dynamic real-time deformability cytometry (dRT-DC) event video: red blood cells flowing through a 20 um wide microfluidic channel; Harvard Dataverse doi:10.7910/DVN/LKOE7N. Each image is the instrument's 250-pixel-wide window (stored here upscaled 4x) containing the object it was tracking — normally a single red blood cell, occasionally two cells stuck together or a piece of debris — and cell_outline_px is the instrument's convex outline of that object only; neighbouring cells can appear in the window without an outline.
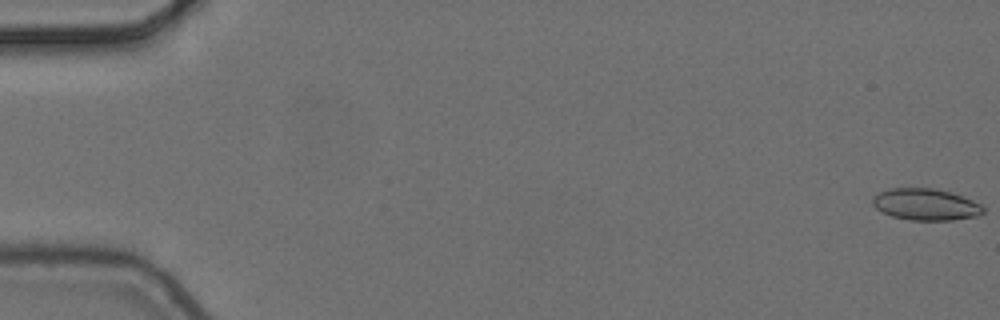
{"species": "common noctule bat (a hibernating species)", "species_latin": "Nyctalus noctula", "temperature_condition": "cold", "stored_images_in_passage": 6, "camera_frame_rate_fps": 3000, "um_per_image_px": 0.085, "animal": {"sex": "female", "body_mass_g": 24.6, "forearm_length_mm": 56.2}, "frame": {"image": 1, "passage_image": 1, "time_ms": 0.0, "image_size_px": [1000, 320], "cell_outline_px": [[984, 212], [980, 216], [952, 220], [908, 220], [892, 216], [876, 208], [872, 204], [872, 196], [880, 192], [892, 188], [932, 188], [948, 192], [972, 200], [980, 204], [984, 208]], "centroid_in_image_um": [78.68, 17.39], "position_along_channel_um": 6.3, "area_um2": 20.29}}
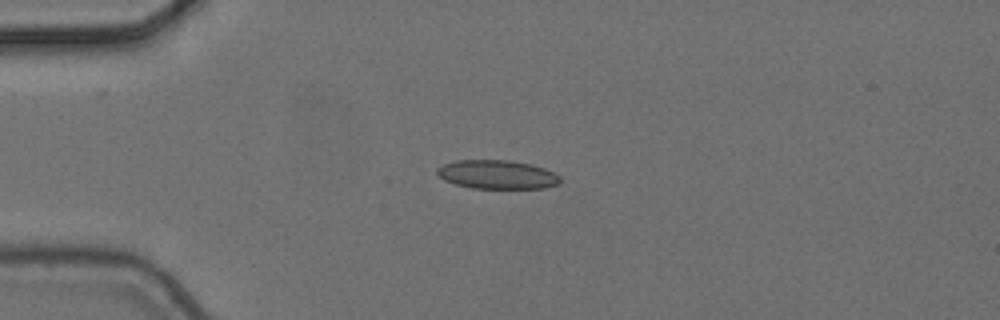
{"frame": {"image": 2, "passage_image": 5, "time_ms": 1.333, "image_size_px": [1000, 320], "cell_outline_px": [[560, 180], [556, 184], [544, 188], [472, 188], [456, 184], [444, 180], [436, 172], [436, 168], [444, 164], [456, 160], [508, 160], [532, 164], [544, 168], [560, 176]], "centroid_in_image_um": [42.24, 14.83], "position_along_channel_um": 42.8, "area_um2": 20.52}}